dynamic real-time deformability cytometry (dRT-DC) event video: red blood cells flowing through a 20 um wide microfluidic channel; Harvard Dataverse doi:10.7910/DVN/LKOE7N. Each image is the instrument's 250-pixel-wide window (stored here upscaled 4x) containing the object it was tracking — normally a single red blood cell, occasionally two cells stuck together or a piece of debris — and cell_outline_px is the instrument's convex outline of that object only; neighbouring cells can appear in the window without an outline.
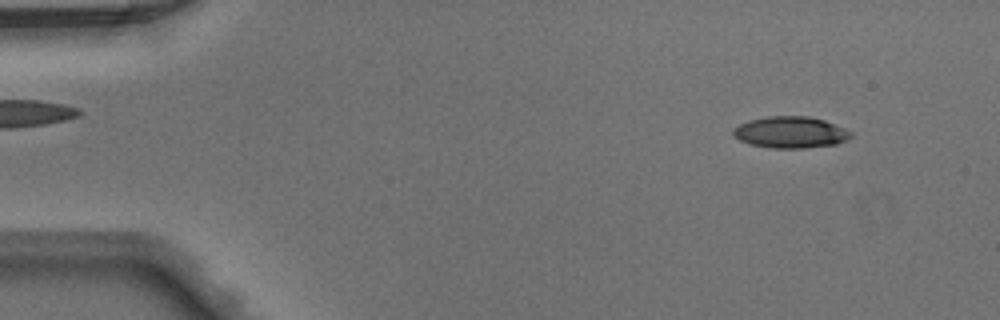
{"species": "Egyptian fruit bat (a non-hibernating species)", "species_latin": "Rousettus aegyptiacus", "temperature_condition": "warm", "stored_images_in_passage": 47, "camera_frame_rate_fps": 3000, "um_per_image_px": 0.085, "animal": {"sex": "male"}, "frame": {"image": 1, "passage_image": 4, "time_ms": 1.0, "image_size_px": [1000, 320], "cell_outline_px": [[852, 136], [848, 140], [836, 144], [804, 148], [768, 148], [752, 144], [740, 140], [732, 136], [732, 128], [748, 120], [768, 116], [808, 116], [824, 120], [844, 128], [852, 132]], "centroid_in_image_um": [67.18, 11.24], "position_along_channel_um": 17.8, "area_um2": 21.73}}
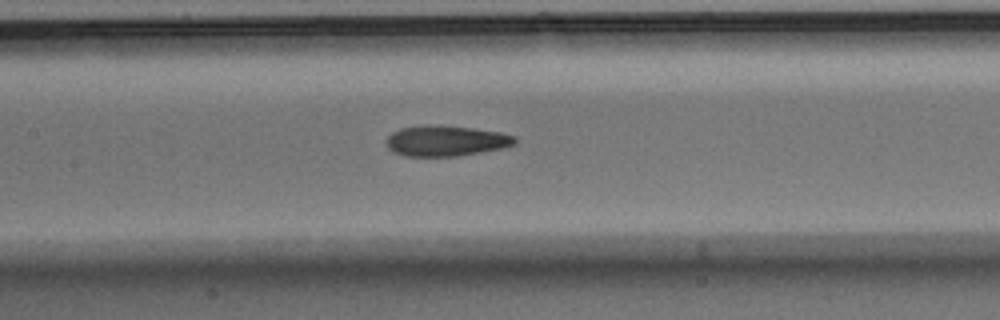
{"frame": {"image": 2, "passage_image": 22, "time_ms": 7.0, "image_size_px": [1000, 320], "cell_outline_px": [[516, 144], [504, 148], [456, 156], [408, 156], [396, 152], [388, 148], [384, 140], [392, 132], [400, 128], [424, 124], [440, 124], [472, 128], [500, 132], [516, 136]], "centroid_in_image_um": [37.9, 11.95], "position_along_channel_um": 169.5, "area_um2": 23.18}}
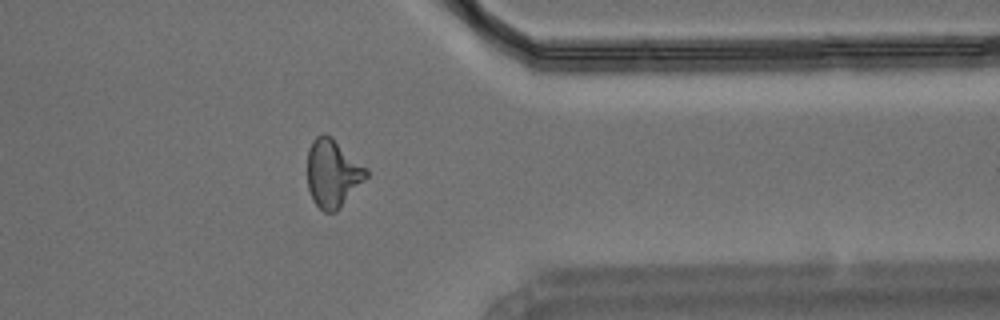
{"frame": {"image": 3, "passage_image": 38, "time_ms": 12.333, "image_size_px": [1000, 320], "cell_outline_px": [[368, 176], [340, 208], [336, 212], [324, 212], [312, 200], [308, 188], [308, 148], [312, 140], [316, 136], [324, 132], [332, 136], [368, 168]], "centroid_in_image_um": [28.28, 14.7], "position_along_channel_um": 383.1, "area_um2": 23.58}}